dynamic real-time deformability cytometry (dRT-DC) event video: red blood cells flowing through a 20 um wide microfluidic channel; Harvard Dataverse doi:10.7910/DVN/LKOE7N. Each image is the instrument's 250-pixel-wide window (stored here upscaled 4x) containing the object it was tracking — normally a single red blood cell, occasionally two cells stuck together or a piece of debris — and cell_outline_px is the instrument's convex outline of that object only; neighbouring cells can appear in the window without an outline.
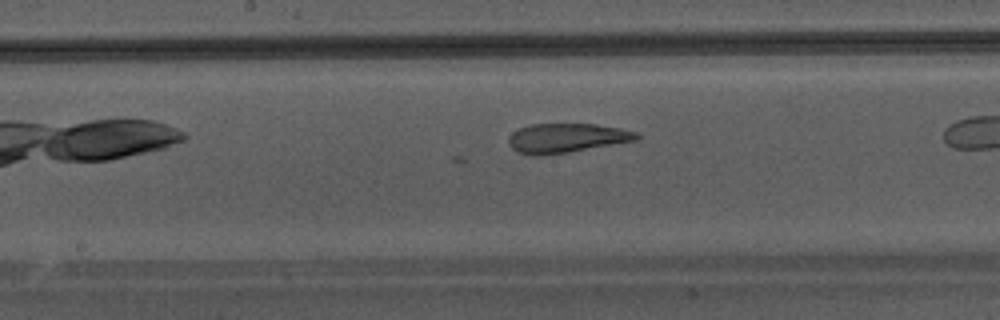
{"species": "Egyptian fruit bat (a non-hibernating species)", "species_latin": "Rousettus aegyptiacus", "temperature_condition": "warm", "stored_images_in_passage": 8, "camera_frame_rate_fps": 3000, "um_per_image_px": 0.085, "animal": {"sex": "male"}, "frame": {"image": 1, "passage_image": 7, "time_ms": 2.0, "image_size_px": [1000, 320], "cell_outline_px": [[640, 136], [636, 140], [568, 152], [540, 156], [532, 156], [516, 152], [508, 144], [508, 136], [512, 132], [520, 128], [532, 124], [596, 124], [620, 128], [636, 132]], "centroid_in_image_um": [48.09, 11.74], "position_along_channel_um": 200.1, "area_um2": 21.85}}